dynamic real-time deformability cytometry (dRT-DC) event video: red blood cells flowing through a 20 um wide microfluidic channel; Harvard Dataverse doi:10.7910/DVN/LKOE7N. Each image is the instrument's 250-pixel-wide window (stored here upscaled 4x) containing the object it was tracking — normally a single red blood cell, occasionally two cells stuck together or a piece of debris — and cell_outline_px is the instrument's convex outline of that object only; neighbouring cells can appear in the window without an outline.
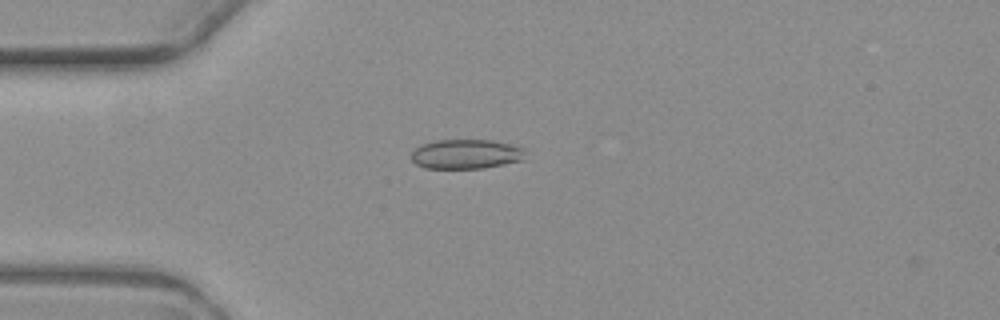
{"species": "common noctule bat (a hibernating species)", "species_latin": "Nyctalus noctula", "temperature_condition": "warm", "stored_images_in_passage": 5, "camera_frame_rate_fps": 3000, "um_per_image_px": 0.085, "animal": {"sex": "female", "body_mass_g": 19.3, "forearm_length_mm": 54.1}, "frame": {"image": 1, "passage_image": 3, "time_ms": 2.333, "image_size_px": [1000, 320], "cell_outline_px": [[524, 160], [484, 168], [424, 168], [416, 164], [412, 160], [412, 152], [420, 144], [436, 140], [492, 140], [524, 148]], "centroid_in_image_um": [39.6, 13.1], "position_along_channel_um": 45.4, "area_um2": 19.59}}
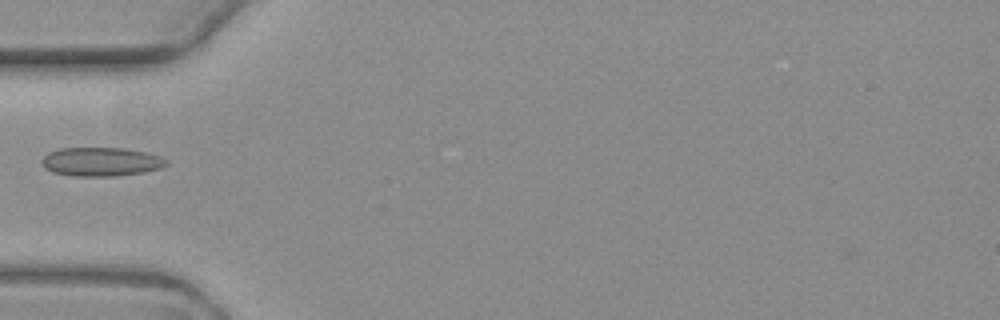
{"frame": {"image": 2, "passage_image": 4, "time_ms": 3.667, "image_size_px": [1000, 320], "cell_outline_px": [[168, 164], [160, 168], [144, 172], [112, 176], [76, 176], [52, 172], [44, 168], [40, 164], [40, 160], [48, 152], [60, 148], [124, 148], [148, 152], [160, 156], [168, 160]], "centroid_in_image_um": [8.57, 13.74], "position_along_channel_um": 76.4, "area_um2": 21.1}}
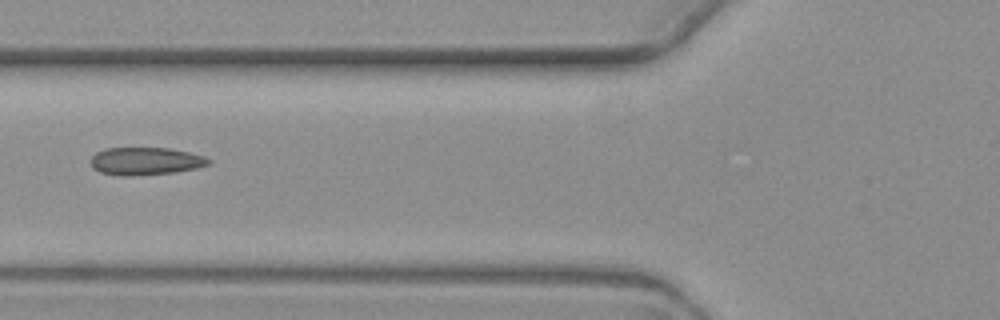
{"frame": {"image": 3, "passage_image": 5, "time_ms": 4.667, "image_size_px": [1000, 320], "cell_outline_px": [[212, 160], [208, 164], [196, 168], [176, 172], [124, 176], [120, 176], [100, 172], [92, 168], [92, 156], [96, 152], [104, 148], [168, 148], [188, 152], [204, 156]], "centroid_in_image_um": [12.35, 13.69], "position_along_channel_um": 113.4, "area_um2": 18.9}}